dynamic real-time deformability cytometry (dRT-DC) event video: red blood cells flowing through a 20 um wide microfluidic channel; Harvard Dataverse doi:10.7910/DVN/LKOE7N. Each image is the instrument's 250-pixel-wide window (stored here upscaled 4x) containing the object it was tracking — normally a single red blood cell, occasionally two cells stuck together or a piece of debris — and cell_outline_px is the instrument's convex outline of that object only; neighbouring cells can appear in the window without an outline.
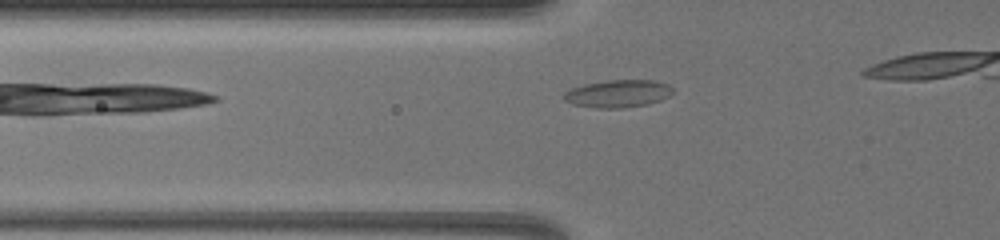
{"species": "common noctule bat (a hibernating species)", "species_latin": "Nyctalus noctula", "temperature_condition": "warm", "stored_images_in_passage": 10, "camera_frame_rate_fps": 3000, "um_per_image_px": 0.085, "animal": {"sex": "female", "body_mass_g": 19.5, "forearm_length_mm": 54.1}, "frame": {"image": 1, "passage_image": 2, "time_ms": 0.667, "image_size_px": [1000, 240], "cell_outline_px": [[672, 92], [668, 96], [660, 100], [648, 104], [624, 108], [596, 108], [572, 104], [564, 100], [564, 92], [572, 88], [584, 84], [608, 80], [652, 80], [668, 84], [672, 88]], "centroid_in_image_um": [52.51, 7.96], "position_along_channel_um": 73.3, "area_um2": 17.46}}
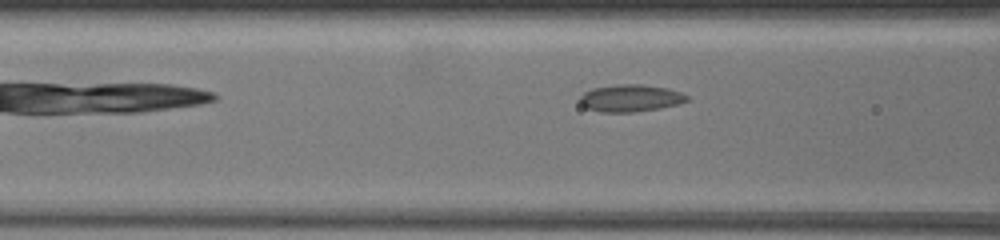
{"frame": {"image": 2, "passage_image": 4, "time_ms": 1.667, "image_size_px": [1000, 240], "cell_outline_px": [[688, 100], [680, 104], [660, 108], [632, 112], [600, 112], [588, 108], [580, 104], [580, 96], [584, 92], [592, 88], [616, 84], [644, 84], [668, 88], [680, 92], [688, 96]], "centroid_in_image_um": [53.59, 8.33], "position_along_channel_um": 113.0, "area_um2": 17.05}}
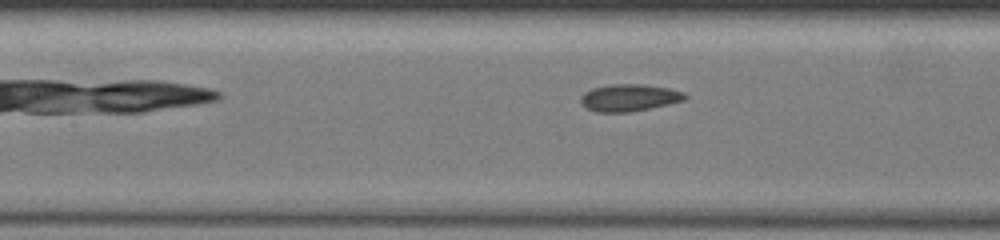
{"frame": {"image": 3, "passage_image": 6, "time_ms": 2.667, "image_size_px": [1000, 240], "cell_outline_px": [[688, 96], [684, 100], [668, 104], [628, 112], [596, 112], [588, 108], [580, 100], [580, 96], [584, 92], [592, 88], [612, 84], [644, 84], [668, 88], [684, 92]], "centroid_in_image_um": [53.48, 8.29], "position_along_channel_um": 153.9, "area_um2": 16.3}}